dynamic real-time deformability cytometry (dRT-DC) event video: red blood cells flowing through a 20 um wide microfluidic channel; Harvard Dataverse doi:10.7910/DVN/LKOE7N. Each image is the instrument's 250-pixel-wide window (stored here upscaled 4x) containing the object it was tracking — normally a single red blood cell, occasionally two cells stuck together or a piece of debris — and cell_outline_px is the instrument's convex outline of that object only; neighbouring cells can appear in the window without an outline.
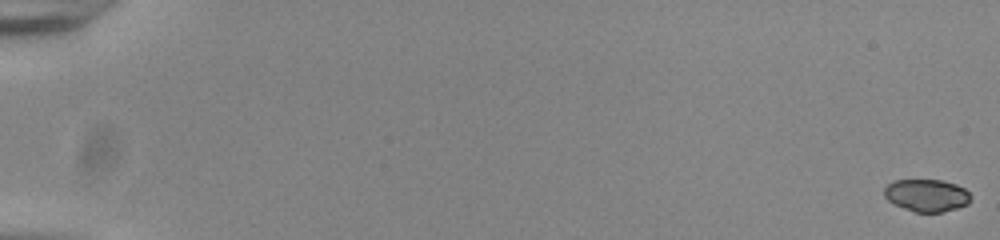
{"species": "common noctule bat (a hibernating species)", "species_latin": "Nyctalus noctula", "temperature_condition": "room temperature", "stored_images_in_passage": 56, "camera_frame_rate_fps": 3000, "um_per_image_px": 0.085, "animal": {"sex": "male", "body_mass_g": 20.0, "forearm_length_mm": 53.3}, "frame": {"image": 1, "passage_image": 1, "time_ms": 0.0, "image_size_px": [1000, 240], "cell_outline_px": [[972, 196], [968, 204], [944, 212], [916, 212], [904, 208], [888, 200], [884, 196], [884, 188], [892, 180], [940, 180], [956, 184], [964, 188]], "centroid_in_image_um": [78.77, 16.6], "position_along_channel_um": 6.2, "area_um2": 16.3}}
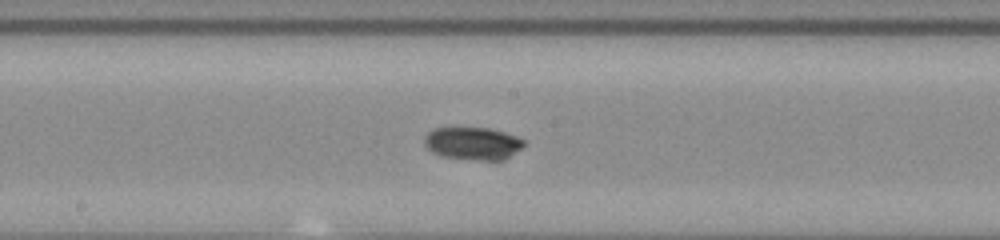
{"frame": {"image": 2, "passage_image": 32, "time_ms": 10.333, "image_size_px": [1000, 240], "cell_outline_px": [[524, 144], [520, 148], [504, 160], [480, 160], [440, 156], [432, 152], [424, 144], [424, 136], [432, 128], [448, 124], [456, 124], [488, 128], [504, 132], [516, 136], [524, 140]], "centroid_in_image_um": [40.09, 12.12], "position_along_channel_um": 208.1, "area_um2": 19.77}}
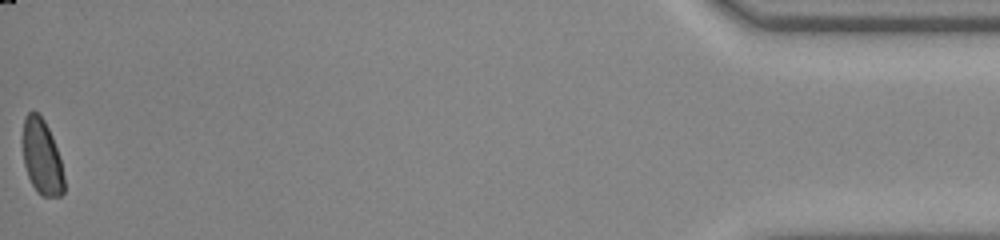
{"frame": {"image": 3, "passage_image": 56, "time_ms": 18.333, "image_size_px": [1000, 240], "cell_outline_px": [[64, 192], [60, 196], [40, 196], [36, 192], [28, 176], [24, 164], [20, 140], [24, 116], [28, 112], [36, 112], [44, 120], [52, 136], [60, 160], [64, 176]], "centroid_in_image_um": [3.51, 13.33], "position_along_channel_um": 431.7, "area_um2": 18.5}, "authors_computed_cell_mechanics": {"area_um2": 18.5249, "velocity_mm_per_s": 3.8696, "shape_relaxation_time_tau1_ms": 2.415, "shape_relaxation_time_tau2_ms": null, "deformation_change_tau1": 0.0979, "deformation_change_tau2": null}}